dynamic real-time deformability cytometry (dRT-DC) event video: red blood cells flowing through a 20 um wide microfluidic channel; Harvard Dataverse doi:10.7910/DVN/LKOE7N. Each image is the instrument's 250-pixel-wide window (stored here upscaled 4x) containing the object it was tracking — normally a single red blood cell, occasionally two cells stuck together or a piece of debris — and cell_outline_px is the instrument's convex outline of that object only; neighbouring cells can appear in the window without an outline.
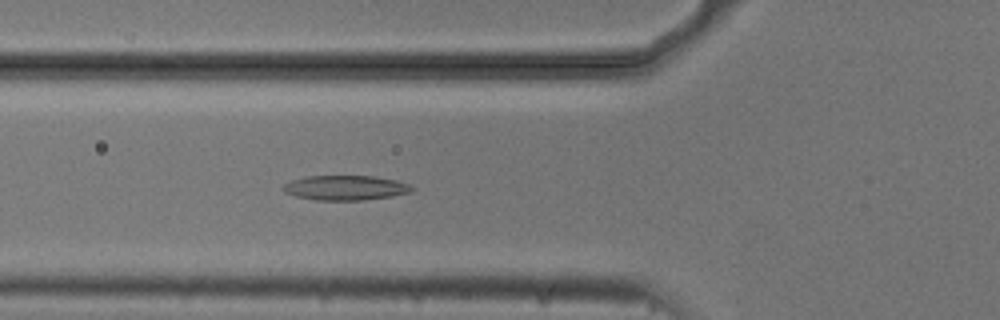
{"species": "common noctule bat (a hibernating species)", "species_latin": "Nyctalus noctula", "temperature_condition": "cold", "stored_images_in_passage": 50, "camera_frame_rate_fps": 3000, "um_per_image_px": 0.085, "animal": {"sex": "male", "body_mass_g": 20.5, "forearm_length_mm": 52.5}, "frame": {"image": 1, "passage_image": 18, "time_ms": 5.667, "image_size_px": [1000, 320], "cell_outline_px": [[416, 188], [412, 192], [392, 196], [364, 200], [316, 200], [296, 196], [284, 192], [280, 188], [284, 184], [292, 180], [304, 176], [376, 176], [396, 180], [408, 184]], "centroid_in_image_um": [29.37, 15.96], "position_along_channel_um": 96.4, "area_um2": 18.73}}
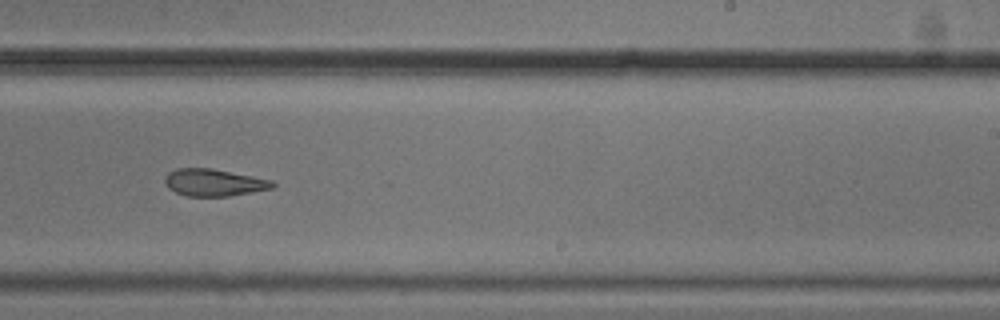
{"frame": {"image": 2, "passage_image": 32, "time_ms": 10.333, "image_size_px": [1000, 320], "cell_outline_px": [[276, 184], [272, 188], [228, 196], [188, 196], [176, 192], [168, 188], [164, 184], [164, 176], [168, 172], [176, 168], [212, 168], [272, 180]], "centroid_in_image_um": [18.13, 15.5], "position_along_channel_um": 270.9, "area_um2": 16.99}}
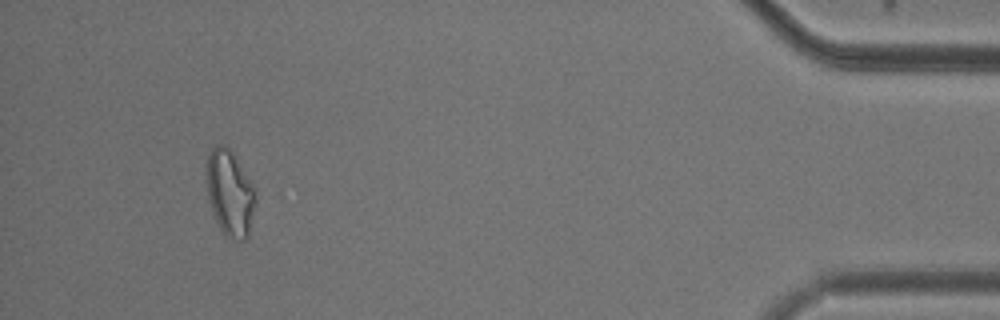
{"frame": {"image": 3, "passage_image": 49, "time_ms": 16.0, "image_size_px": [1000, 320], "cell_outline_px": [[256, 200], [248, 236], [244, 240], [228, 240], [224, 236], [212, 212], [208, 196], [208, 152], [216, 144], [224, 144], [232, 152], [252, 184], [256, 192]], "centroid_in_image_um": [19.55, 16.46], "position_along_channel_um": 415.6, "area_um2": 24.28}, "authors_computed_cell_mechanics": {"area_um2": 19.5942, "velocity_mm_per_s": 3.7284, "shape_relaxation_time_tau1_ms": null, "shape_relaxation_time_tau2_ms": 5.7653, "deformation_change_tau1": null, "deformation_change_tau2": 0.1481}}